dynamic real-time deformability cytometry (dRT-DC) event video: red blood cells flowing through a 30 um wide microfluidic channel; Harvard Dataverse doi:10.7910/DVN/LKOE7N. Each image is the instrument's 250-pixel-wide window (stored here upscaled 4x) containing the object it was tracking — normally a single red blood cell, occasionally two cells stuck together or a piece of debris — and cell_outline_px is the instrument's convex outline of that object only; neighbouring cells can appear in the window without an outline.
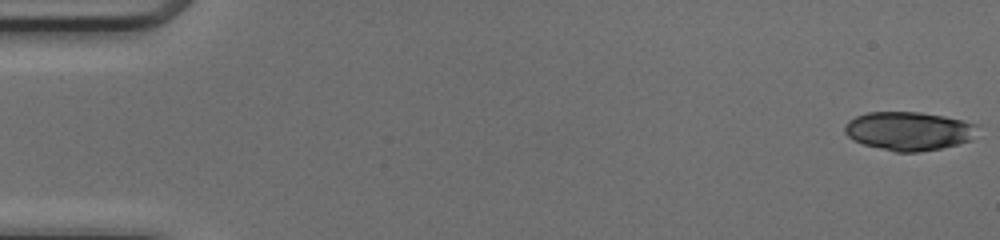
{"species": "common noctule bat (a hibernating species)", "species_latin": "Nyctalus noctula", "temperature_condition": "cold", "stored_images_in_passage": 49, "camera_frame_rate_fps": 3000, "um_per_image_px": 0.085, "animal": {"sex": "female", "body_mass_g": 17.0, "forearm_length_mm": 48.0}, "frame": {"image": 1, "passage_image": 1, "time_ms": 0.0, "image_size_px": [1000, 240], "cell_outline_px": [[980, 124], [972, 140], [940, 148], [916, 152], [896, 152], [864, 144], [852, 140], [844, 132], [844, 124], [848, 120], [856, 116], [868, 112], [920, 112], [944, 116], [964, 120]], "centroid_in_image_um": [77.26, 11.12], "position_along_channel_um": 7.7, "area_um2": 30.06}}
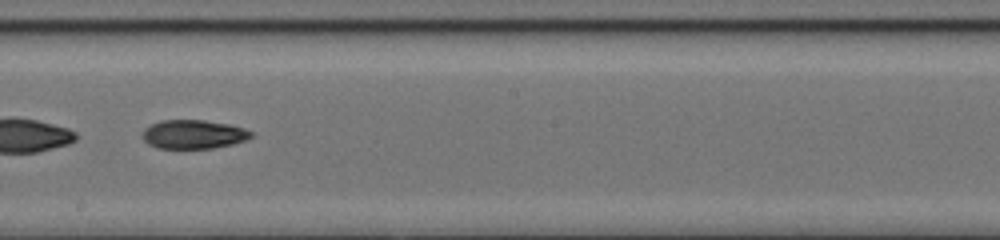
{"frame": {"image": 2, "passage_image": 29, "time_ms": 9.333, "image_size_px": [1000, 240], "cell_outline_px": [[252, 136], [244, 140], [232, 144], [212, 148], [156, 148], [148, 144], [140, 136], [144, 128], [160, 120], [204, 120], [228, 124], [244, 128], [252, 132]], "centroid_in_image_um": [16.39, 11.41], "position_along_channel_um": 231.8, "area_um2": 18.26}}
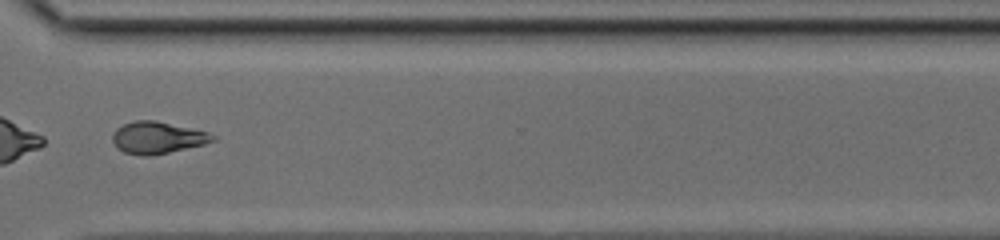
{"frame": {"image": 3, "passage_image": 38, "time_ms": 12.333, "image_size_px": [1000, 240], "cell_outline_px": [[216, 140], [204, 144], [168, 152], [148, 156], [140, 156], [124, 152], [116, 148], [112, 140], [112, 136], [116, 128], [124, 124], [136, 120], [156, 120], [208, 132], [216, 136]], "centroid_in_image_um": [13.36, 11.7], "position_along_channel_um": 357.2, "area_um2": 18.61}, "authors_computed_cell_mechanics": {"area_um2": 29.5936, "velocity_mm_per_s": 4.1841, "shape_relaxation_time_tau1_ms": 10.0805, "shape_relaxation_time_tau2_ms": null, "deformation_change_tau1": 0.236, "deformation_change_tau2": null}}